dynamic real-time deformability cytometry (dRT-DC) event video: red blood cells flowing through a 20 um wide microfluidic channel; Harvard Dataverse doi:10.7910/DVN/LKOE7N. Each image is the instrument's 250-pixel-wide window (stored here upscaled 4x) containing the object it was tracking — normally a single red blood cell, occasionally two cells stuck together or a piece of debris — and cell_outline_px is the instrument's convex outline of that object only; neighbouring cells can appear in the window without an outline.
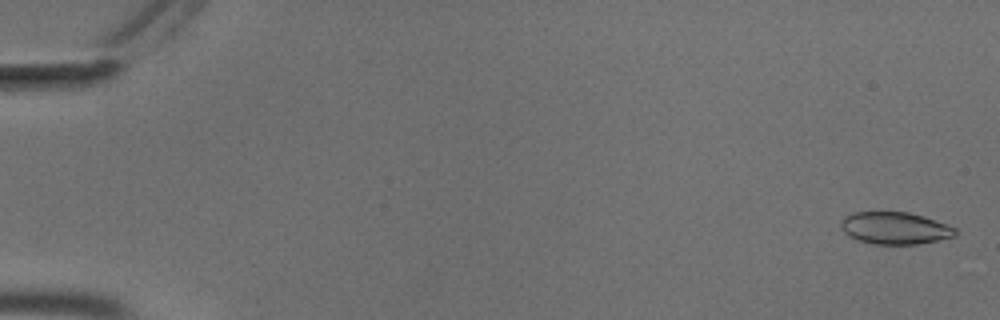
{"species": "common noctule bat (a hibernating species)", "species_latin": "Nyctalus noctula", "temperature_condition": "cold", "stored_images_in_passage": 56, "camera_frame_rate_fps": 3000, "um_per_image_px": 0.085, "animal": {"sex": "male", "body_mass_g": 18.8}, "frame": {"image": 1, "passage_image": 2, "time_ms": 0.333, "image_size_px": [1000, 320], "cell_outline_px": [[956, 236], [916, 244], [872, 244], [856, 240], [844, 232], [840, 228], [840, 220], [844, 216], [852, 212], [908, 212], [924, 216], [948, 224], [956, 228]], "centroid_in_image_um": [76.04, 19.38], "position_along_channel_um": 9.0, "area_um2": 21.62}}
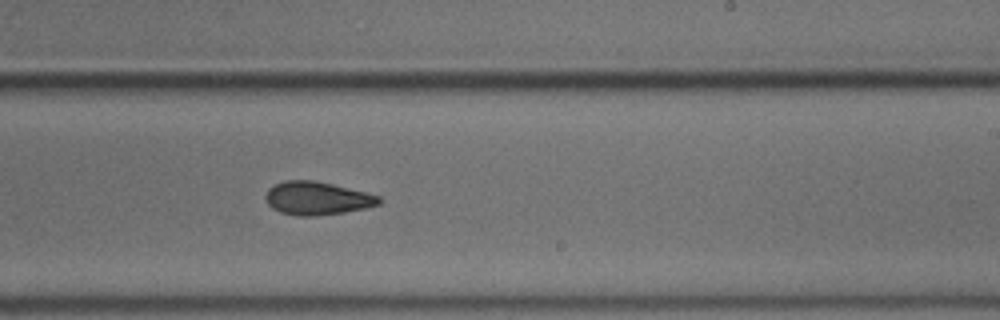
{"frame": {"image": 2, "passage_image": 35, "time_ms": 11.333, "image_size_px": [1000, 320], "cell_outline_px": [[380, 204], [364, 208], [344, 212], [312, 216], [296, 216], [280, 212], [272, 208], [268, 204], [264, 196], [268, 188], [272, 184], [284, 180], [312, 180], [332, 184], [380, 196]], "centroid_in_image_um": [26.88, 16.85], "position_along_channel_um": 262.1, "area_um2": 21.91}}
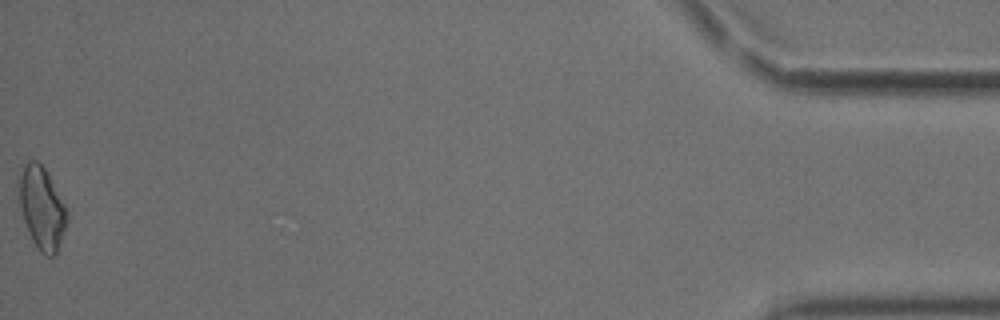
{"frame": {"image": 3, "passage_image": 56, "time_ms": 18.333, "image_size_px": [1000, 320], "cell_outline_px": [[68, 220], [56, 252], [52, 256], [44, 256], [36, 248], [28, 232], [24, 220], [20, 204], [20, 176], [24, 164], [28, 160], [36, 160], [44, 168], [64, 204], [68, 212]], "centroid_in_image_um": [3.56, 17.72], "position_along_channel_um": 431.6, "area_um2": 22.48}, "authors_computed_cell_mechanics": {"area_um2": 21.964, "velocity_mm_per_s": 3.6905, "shape_relaxation_time_tau1_ms": null, "shape_relaxation_time_tau2_ms": 5.7215, "deformation_change_tau1": null, "deformation_change_tau2": 0.1145}}